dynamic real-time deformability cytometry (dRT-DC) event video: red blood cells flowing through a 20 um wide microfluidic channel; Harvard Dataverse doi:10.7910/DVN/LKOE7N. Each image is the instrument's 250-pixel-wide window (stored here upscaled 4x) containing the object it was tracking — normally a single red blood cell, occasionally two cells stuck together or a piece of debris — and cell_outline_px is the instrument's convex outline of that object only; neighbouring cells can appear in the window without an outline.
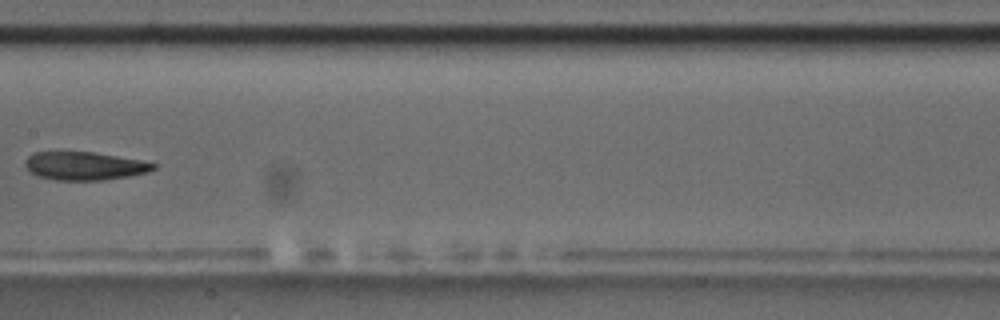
{"species": "common noctule bat (a hibernating species)", "species_latin": "Nyctalus noctula", "temperature_condition": "room temperature", "stored_images_in_passage": 11, "camera_frame_rate_fps": 3000, "um_per_image_px": 0.085, "animal": {"sex": "male", "body_mass_g": 17.5, "forearm_length_mm": 52.3}, "frame": {"image": 1, "passage_image": 8, "time_ms": 9.0, "image_size_px": [1000, 320], "cell_outline_px": [[156, 168], [148, 172], [128, 176], [104, 180], [56, 180], [40, 176], [32, 172], [24, 164], [24, 160], [32, 152], [92, 152], [140, 160], [156, 164]], "centroid_in_image_um": [7.17, 14.1], "position_along_channel_um": 200.2, "area_um2": 20.87}}
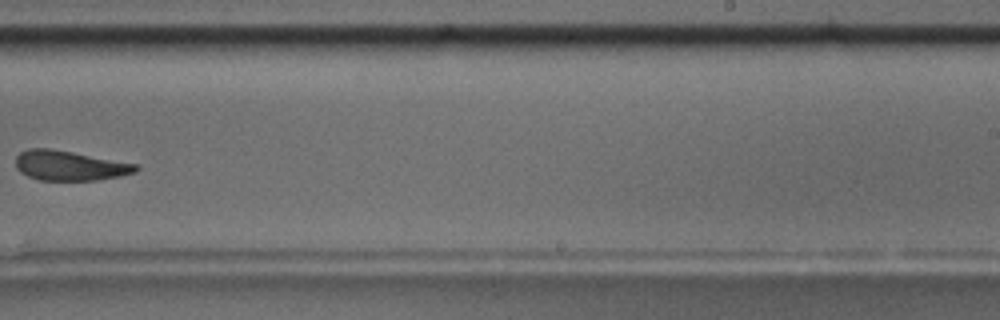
{"frame": {"image": 2, "passage_image": 10, "time_ms": 11.333, "image_size_px": [1000, 320], "cell_outline_px": [[140, 168], [136, 172], [120, 176], [96, 180], [40, 180], [28, 176], [20, 172], [16, 168], [16, 156], [20, 152], [28, 148], [52, 148], [136, 164]], "centroid_in_image_um": [5.9, 14.07], "position_along_channel_um": 283.1, "area_um2": 20.87}}